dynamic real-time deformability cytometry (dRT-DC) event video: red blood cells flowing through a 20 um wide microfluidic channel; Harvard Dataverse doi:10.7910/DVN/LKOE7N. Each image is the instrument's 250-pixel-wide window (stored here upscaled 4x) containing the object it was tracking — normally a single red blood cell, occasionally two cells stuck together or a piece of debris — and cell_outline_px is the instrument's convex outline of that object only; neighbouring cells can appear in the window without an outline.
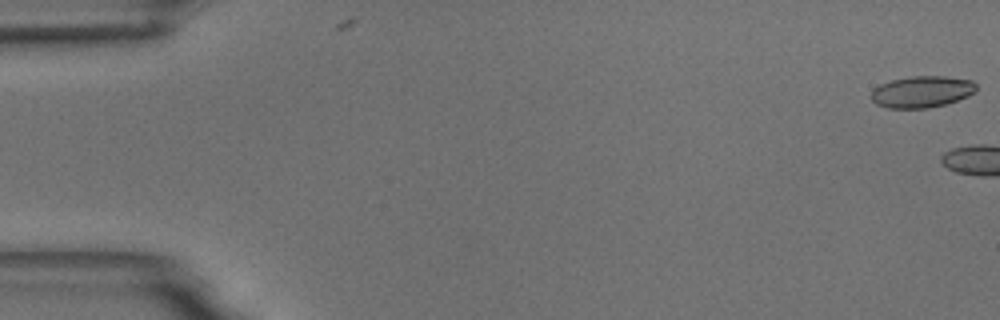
{"species": "common noctule bat (a hibernating species)", "species_latin": "Nyctalus noctula", "temperature_condition": "room temperature", "stored_images_in_passage": 4, "camera_frame_rate_fps": 3000, "um_per_image_px": 0.085, "animal": {"sex": "male", "body_mass_g": 18.8}, "frame": {"image": 1, "passage_image": 1, "time_ms": 0.0, "image_size_px": [1000, 320], "cell_outline_px": [[976, 88], [968, 96], [944, 104], [928, 108], [888, 108], [876, 104], [872, 100], [872, 88], [880, 84], [892, 80], [912, 76], [944, 76], [972, 80], [976, 84]], "centroid_in_image_um": [78.33, 7.79], "position_along_channel_um": 6.7, "area_um2": 19.19}}